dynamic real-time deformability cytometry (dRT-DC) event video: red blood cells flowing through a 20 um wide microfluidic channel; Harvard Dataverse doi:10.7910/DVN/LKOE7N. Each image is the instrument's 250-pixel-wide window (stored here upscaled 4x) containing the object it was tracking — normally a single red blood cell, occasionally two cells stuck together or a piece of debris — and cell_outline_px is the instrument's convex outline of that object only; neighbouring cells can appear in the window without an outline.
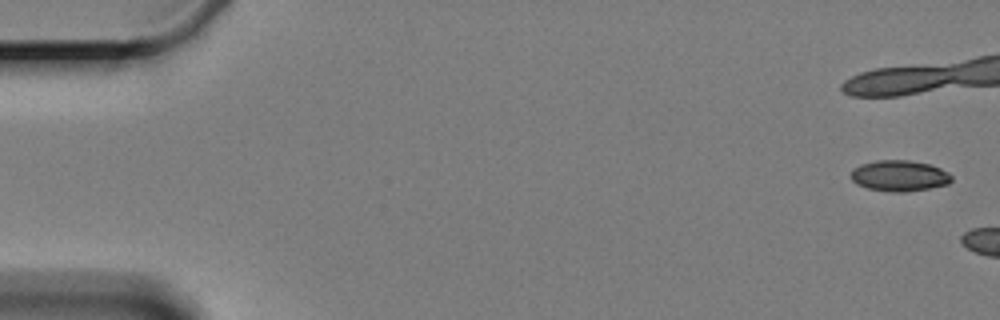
{"species": "Egyptian fruit bat (a non-hibernating species)", "species_latin": "Rousettus aegyptiacus", "temperature_condition": "cold", "stored_images_in_passage": 3, "camera_frame_rate_fps": 3000, "um_per_image_px": 0.085, "animal": {"sex": "female"}, "frame": {"image": 1, "passage_image": 1, "time_ms": 0.0, "image_size_px": [1000, 320], "cell_outline_px": [[952, 180], [948, 184], [928, 188], [904, 192], [892, 192], [868, 188], [856, 184], [852, 180], [852, 168], [860, 164], [876, 160], [908, 160], [928, 164], [940, 168], [948, 172], [952, 176]], "centroid_in_image_um": [76.43, 14.93], "position_along_channel_um": 8.6, "area_um2": 18.09}}